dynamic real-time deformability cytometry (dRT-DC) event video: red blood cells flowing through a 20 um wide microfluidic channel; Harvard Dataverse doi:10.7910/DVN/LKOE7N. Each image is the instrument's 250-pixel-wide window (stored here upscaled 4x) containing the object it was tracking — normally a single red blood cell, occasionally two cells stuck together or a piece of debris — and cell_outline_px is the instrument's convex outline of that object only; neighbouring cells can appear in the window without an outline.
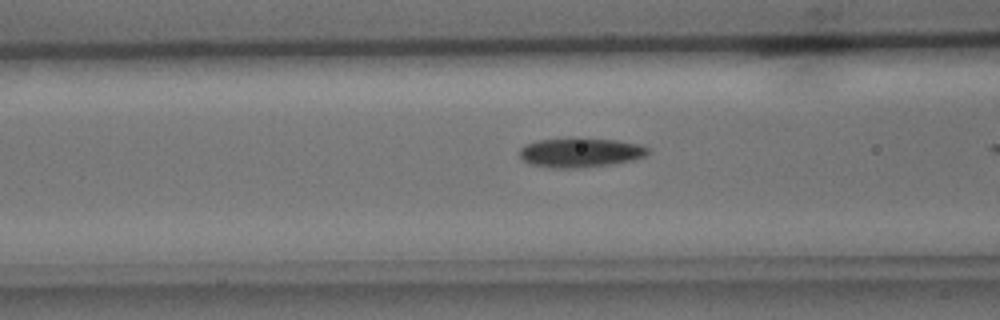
{"species": "common noctule bat (a hibernating species)", "species_latin": "Nyctalus noctula", "temperature_condition": "cold", "stored_images_in_passage": 19, "camera_frame_rate_fps": 3000, "um_per_image_px": 0.085, "animal": {"sex": "male", "body_mass_g": 15.6}, "frame": {"image": 1, "passage_image": 15, "time_ms": 4.667, "image_size_px": [1000, 320], "cell_outline_px": [[652, 152], [644, 156], [632, 160], [608, 164], [576, 168], [548, 168], [532, 164], [524, 160], [520, 156], [520, 148], [528, 144], [540, 140], [576, 136], [616, 140], [640, 144], [648, 148]], "centroid_in_image_um": [49.35, 12.94], "position_along_channel_um": 117.3, "area_um2": 22.25}}
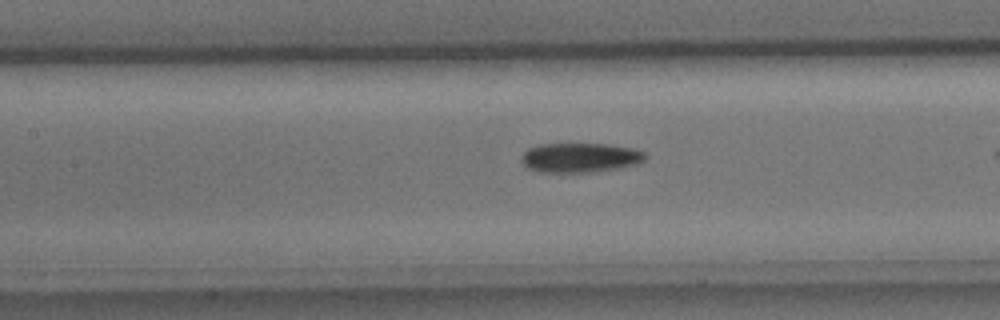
{"frame": {"image": 2, "passage_image": 18, "time_ms": 5.667, "image_size_px": [1000, 320], "cell_outline_px": [[648, 156], [644, 160], [636, 164], [620, 168], [596, 172], [536, 172], [528, 168], [520, 160], [520, 156], [528, 148], [540, 144], [604, 144], [632, 148], [644, 152]], "centroid_in_image_um": [49.29, 13.41], "position_along_channel_um": 158.1, "area_um2": 21.44}}